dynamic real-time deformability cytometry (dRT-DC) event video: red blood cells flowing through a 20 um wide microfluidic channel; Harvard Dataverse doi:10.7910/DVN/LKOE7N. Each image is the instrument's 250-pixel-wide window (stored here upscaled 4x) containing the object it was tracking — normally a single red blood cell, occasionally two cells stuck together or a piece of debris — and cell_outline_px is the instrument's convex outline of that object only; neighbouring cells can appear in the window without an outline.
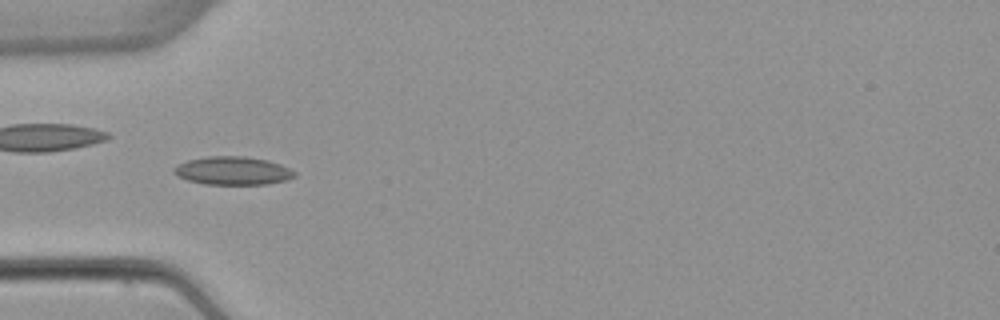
{"species": "common noctule bat (a hibernating species)", "species_latin": "Nyctalus noctula", "temperature_condition": "warm", "stored_images_in_passage": 4, "camera_frame_rate_fps": 3000, "um_per_image_px": 0.085, "animal": {"sex": "female", "body_mass_g": 22.7, "forearm_length_mm": 54.2}, "frame": {"image": 1, "passage_image": 4, "time_ms": 3.667, "image_size_px": [1000, 320], "cell_outline_px": [[296, 176], [288, 180], [268, 184], [204, 184], [188, 180], [176, 176], [172, 172], [172, 168], [176, 164], [188, 160], [208, 156], [244, 156], [268, 160], [280, 164], [296, 172]], "centroid_in_image_um": [19.76, 14.51], "position_along_channel_um": 65.2, "area_um2": 20.06}}